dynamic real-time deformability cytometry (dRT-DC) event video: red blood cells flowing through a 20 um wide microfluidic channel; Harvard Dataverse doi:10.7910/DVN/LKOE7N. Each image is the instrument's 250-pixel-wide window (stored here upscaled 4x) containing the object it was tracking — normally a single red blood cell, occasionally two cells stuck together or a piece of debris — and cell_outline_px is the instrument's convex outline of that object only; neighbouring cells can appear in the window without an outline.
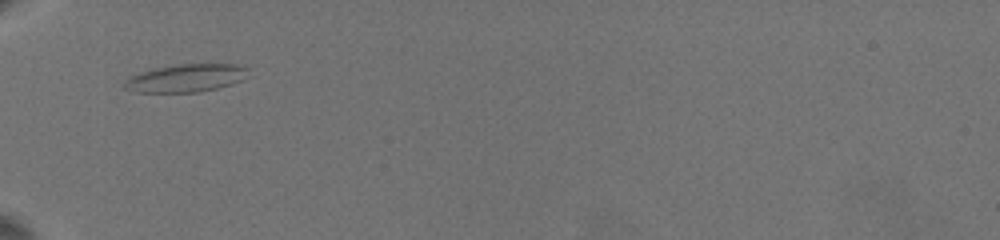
{"species": "common noctule bat (a hibernating species)", "species_latin": "Nyctalus noctula", "temperature_condition": "warm", "stored_images_in_passage": 32, "camera_frame_rate_fps": 3000, "um_per_image_px": 0.085, "animal": {"sex": "female", "body_mass_g": 19.5, "forearm_length_mm": 54.1}, "frame": {"image": 1, "passage_image": 1, "time_ms": 0.0, "image_size_px": [1000, 240], "cell_outline_px": [[248, 68], [240, 80], [232, 84], [200, 92], [136, 92], [124, 88], [124, 80], [140, 72], [156, 68], [180, 64], [232, 64]], "centroid_in_image_um": [15.75, 6.64], "position_along_channel_um": 69.3, "area_um2": 19.71}}
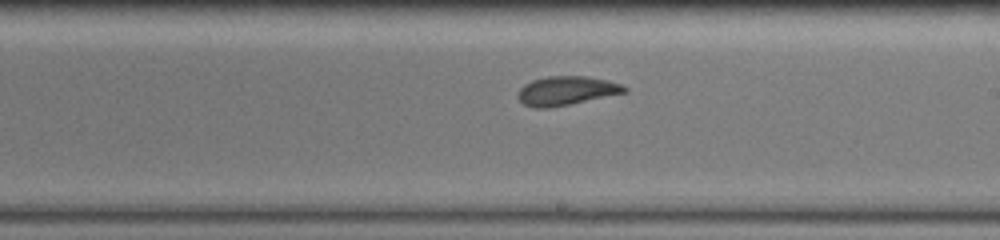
{"frame": {"image": 2, "passage_image": 16, "time_ms": 5.0, "image_size_px": [1000, 240], "cell_outline_px": [[628, 92], [548, 108], [532, 108], [524, 104], [516, 96], [516, 92], [524, 84], [532, 80], [548, 76], [584, 76], [604, 80], [620, 84], [628, 88]], "centroid_in_image_um": [48.09, 7.71], "position_along_channel_um": 240.9, "area_um2": 17.86}}
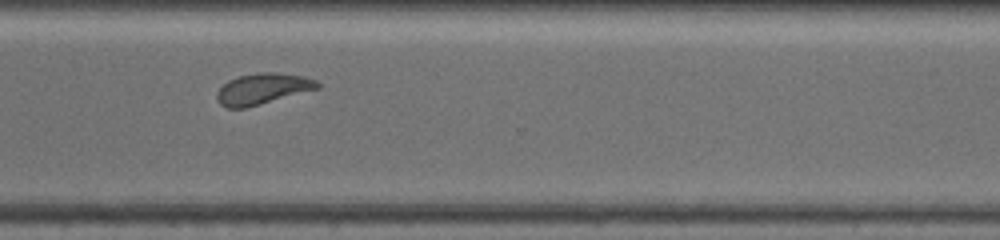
{"frame": {"image": 3, "passage_image": 31, "time_ms": 8.0, "image_size_px": [1000, 240], "cell_outline_px": [[320, 88], [244, 108], [228, 108], [220, 104], [216, 100], [216, 92], [228, 80], [240, 76], [256, 72], [276, 72], [304, 76], [316, 80], [320, 84]], "centroid_in_image_um": [22.31, 7.54], "position_along_channel_um": 348.3, "area_um2": 18.09}}